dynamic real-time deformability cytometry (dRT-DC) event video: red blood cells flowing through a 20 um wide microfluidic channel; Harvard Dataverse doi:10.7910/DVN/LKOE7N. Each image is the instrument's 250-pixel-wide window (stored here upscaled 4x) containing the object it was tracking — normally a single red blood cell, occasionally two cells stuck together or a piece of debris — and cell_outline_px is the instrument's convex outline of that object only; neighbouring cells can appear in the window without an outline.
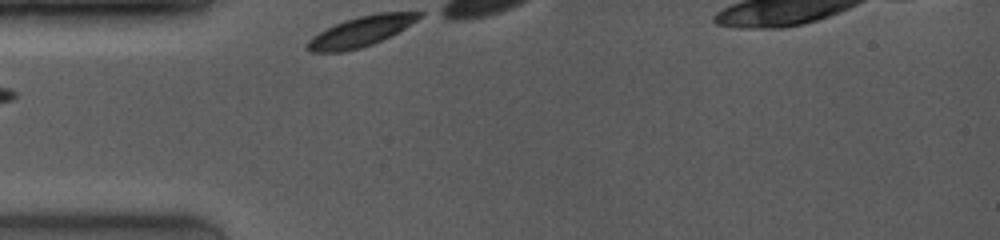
{"species": "common noctule bat (a hibernating species)", "species_latin": "Nyctalus noctula", "temperature_condition": "room temperature", "stored_images_in_passage": 5, "camera_frame_rate_fps": 4000, "um_per_image_px": 0.085, "animal": {"sex": "female", "body_mass_g": 19.0, "forearm_length_mm": 53.3}, "frame": {"image": 1, "passage_image": 1, "time_ms": 0.0, "image_size_px": [1000, 240], "cell_outline_px": [[424, 12], [416, 20], [404, 28], [372, 44], [360, 48], [344, 52], [312, 52], [304, 48], [304, 44], [312, 36], [344, 20], [376, 12]], "centroid_in_image_um": [30.6, 2.68], "position_along_channel_um": 54.4, "area_um2": 19.36}}